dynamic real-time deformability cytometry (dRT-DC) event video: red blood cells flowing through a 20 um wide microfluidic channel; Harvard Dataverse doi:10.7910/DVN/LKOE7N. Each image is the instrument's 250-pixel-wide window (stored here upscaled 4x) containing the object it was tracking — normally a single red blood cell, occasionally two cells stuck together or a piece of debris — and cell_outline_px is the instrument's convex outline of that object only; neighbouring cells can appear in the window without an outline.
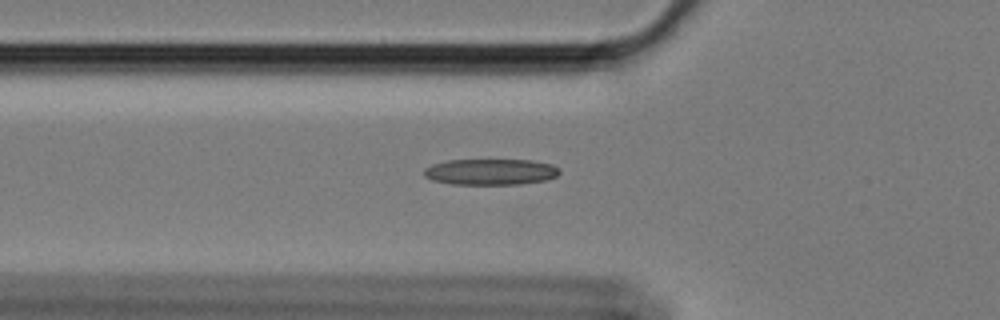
{"species": "Egyptian fruit bat (a non-hibernating species)", "species_latin": "Rousettus aegyptiacus", "temperature_condition": "cold", "stored_images_in_passage": 39, "camera_frame_rate_fps": 3000, "um_per_image_px": 0.085, "animal": {"sex": "female"}, "frame": {"image": 1, "passage_image": 9, "time_ms": 2.667, "image_size_px": [1000, 320], "cell_outline_px": [[560, 172], [556, 176], [544, 180], [520, 184], [452, 184], [432, 180], [424, 176], [424, 168], [432, 164], [448, 160], [532, 160], [552, 164], [560, 168]], "centroid_in_image_um": [41.7, 14.6], "position_along_channel_um": 84.1, "area_um2": 20.58}}
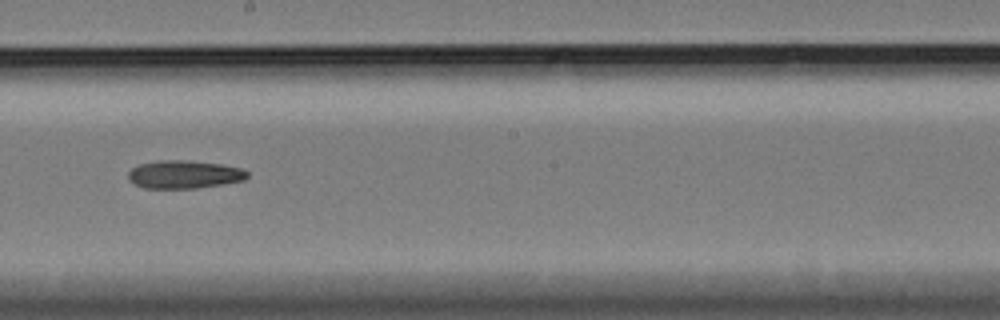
{"frame": {"image": 2, "passage_image": 22, "time_ms": 7.0, "image_size_px": [1000, 320], "cell_outline_px": [[248, 176], [244, 180], [196, 188], [144, 188], [128, 180], [128, 172], [132, 168], [140, 164], [156, 160], [192, 160], [220, 164], [240, 168], [248, 172]], "centroid_in_image_um": [15.62, 14.81], "position_along_channel_um": 232.6, "area_um2": 19.42}}
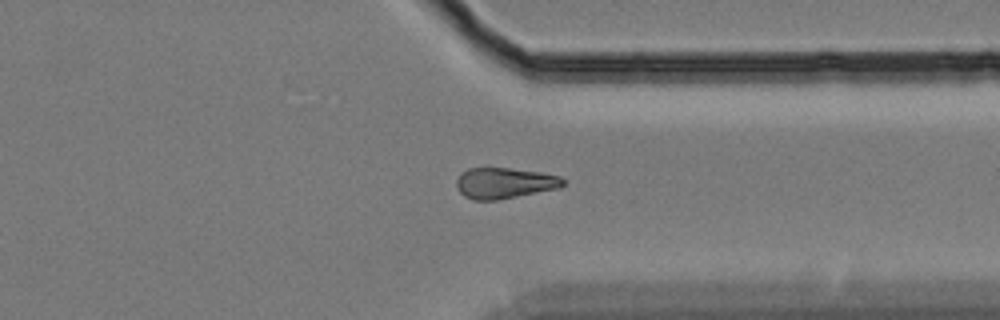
{"frame": {"image": 3, "passage_image": 34, "time_ms": 11.0, "image_size_px": [1000, 320], "cell_outline_px": [[564, 184], [560, 188], [496, 200], [472, 200], [464, 196], [456, 188], [456, 180], [460, 172], [468, 168], [508, 168], [540, 172], [560, 176], [564, 180]], "centroid_in_image_um": [42.85, 15.56], "position_along_channel_um": 368.6, "area_um2": 19.25}}